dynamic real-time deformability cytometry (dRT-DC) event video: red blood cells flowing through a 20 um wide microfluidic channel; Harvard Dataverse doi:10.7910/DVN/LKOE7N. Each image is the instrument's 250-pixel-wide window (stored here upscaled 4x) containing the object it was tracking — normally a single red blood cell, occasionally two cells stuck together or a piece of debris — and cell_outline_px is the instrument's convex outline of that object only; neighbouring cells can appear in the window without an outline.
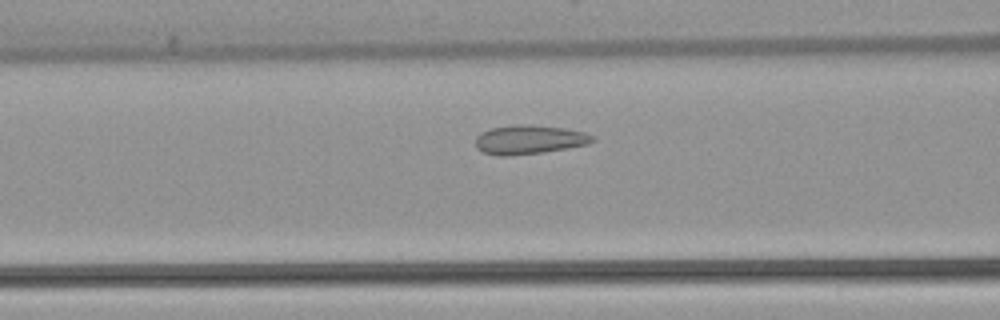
{"species": "common noctule bat (a hibernating species)", "species_latin": "Nyctalus noctula", "temperature_condition": "warm", "stored_images_in_passage": 33, "segment_of_instrument_passage": [1, 2], "camera_frame_rate_fps": 3000, "um_per_image_px": 0.085, "animal": {"sex": "female", "body_mass_g": 22.7, "forearm_length_mm": 54.2}, "frame": {"image": 1, "passage_image": 12, "time_ms": 3.667, "image_size_px": [1000, 320], "cell_outline_px": [[596, 140], [588, 144], [568, 148], [544, 152], [508, 156], [496, 156], [484, 152], [476, 148], [476, 136], [480, 132], [492, 128], [520, 124], [528, 124], [564, 128], [584, 132], [596, 136]], "centroid_in_image_um": [45.0, 11.87], "position_along_channel_um": 121.6, "area_um2": 19.94}}
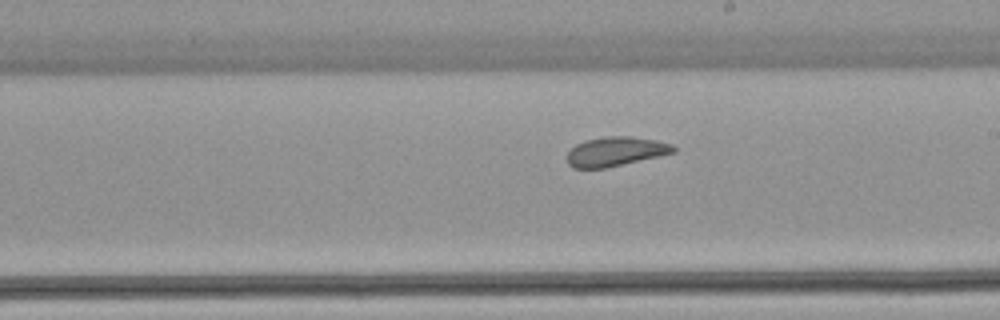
{"frame": {"image": 2, "passage_image": 21, "time_ms": 6.667, "image_size_px": [1000, 320], "cell_outline_px": [[676, 152], [660, 156], [604, 168], [572, 168], [568, 164], [568, 152], [576, 144], [584, 140], [604, 136], [632, 136], [656, 140], [672, 144], [676, 148]], "centroid_in_image_um": [52.34, 12.86], "position_along_channel_um": 236.7, "area_um2": 18.21}}
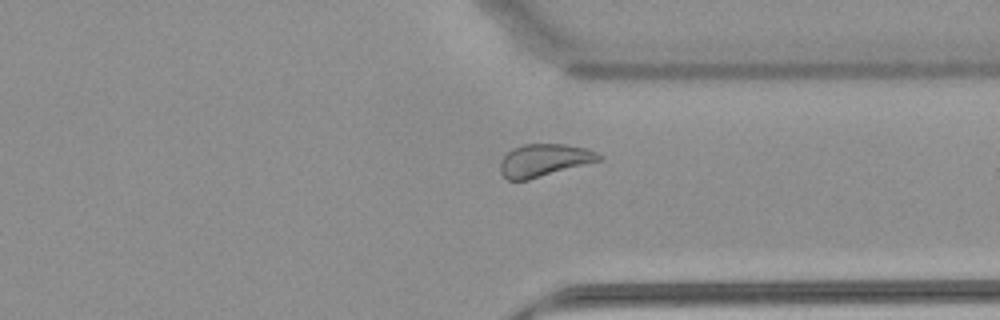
{"frame": {"image": 3, "passage_image": 31, "time_ms": 10.0, "image_size_px": [1000, 320], "cell_outline_px": [[604, 156], [600, 160], [528, 180], [508, 180], [500, 172], [500, 160], [512, 148], [524, 144], [564, 144], [588, 148]], "centroid_in_image_um": [46.24, 13.61], "position_along_channel_um": 365.2, "area_um2": 18.67}}